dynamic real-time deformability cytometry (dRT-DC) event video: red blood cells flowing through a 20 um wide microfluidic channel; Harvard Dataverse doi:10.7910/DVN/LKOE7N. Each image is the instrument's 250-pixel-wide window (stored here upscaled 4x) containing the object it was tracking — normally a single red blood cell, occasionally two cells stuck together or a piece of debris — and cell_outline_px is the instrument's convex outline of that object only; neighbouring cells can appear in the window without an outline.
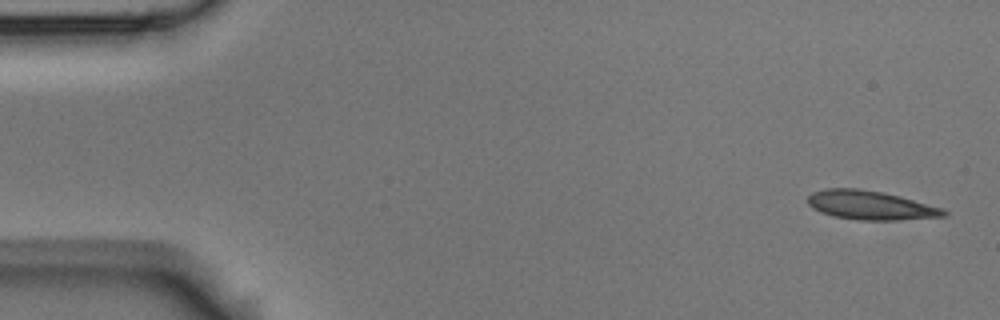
{"species": "Egyptian fruit bat (a non-hibernating species)", "species_latin": "Rousettus aegyptiacus", "temperature_condition": "room temperature", "stored_images_in_passage": 4, "camera_frame_rate_fps": 3000, "um_per_image_px": 0.085, "animal": {"sex": "male"}, "frame": {"image": 1, "passage_image": 1, "time_ms": 0.0, "image_size_px": [1000, 320], "cell_outline_px": [[948, 212], [944, 216], [900, 220], [856, 220], [836, 216], [820, 212], [812, 208], [808, 204], [808, 196], [812, 192], [824, 188], [860, 188], [884, 192], [900, 196], [944, 208]], "centroid_in_image_um": [73.98, 17.43], "position_along_channel_um": 11.0, "area_um2": 23.12}}